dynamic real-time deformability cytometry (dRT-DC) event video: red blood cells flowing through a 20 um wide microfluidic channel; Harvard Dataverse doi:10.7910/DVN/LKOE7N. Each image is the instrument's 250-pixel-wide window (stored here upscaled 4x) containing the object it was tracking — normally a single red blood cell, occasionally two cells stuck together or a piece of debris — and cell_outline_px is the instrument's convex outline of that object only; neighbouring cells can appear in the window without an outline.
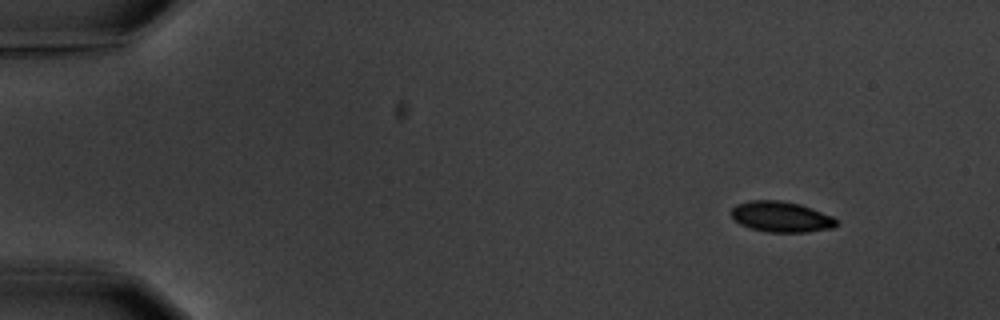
{"species": "common noctule bat (a hibernating species)", "species_latin": "Nyctalus noctula", "temperature_condition": "warm", "stored_images_in_passage": 5, "segment_of_instrument_passage": [1, 2], "camera_frame_rate_fps": 3000, "um_per_image_px": 0.085, "animal": {"sex": "male", "body_mass_g": 20.1, "forearm_length_mm": 53.5}, "frame": {"image": 1, "passage_image": 1, "time_ms": 0.0, "image_size_px": [1000, 320], "cell_outline_px": [[836, 224], [832, 228], [808, 232], [764, 232], [740, 224], [732, 216], [732, 208], [736, 204], [748, 200], [780, 200], [800, 204], [812, 208], [832, 216], [836, 220]], "centroid_in_image_um": [66.39, 18.42], "position_along_channel_um": 18.6, "area_um2": 18.73}}
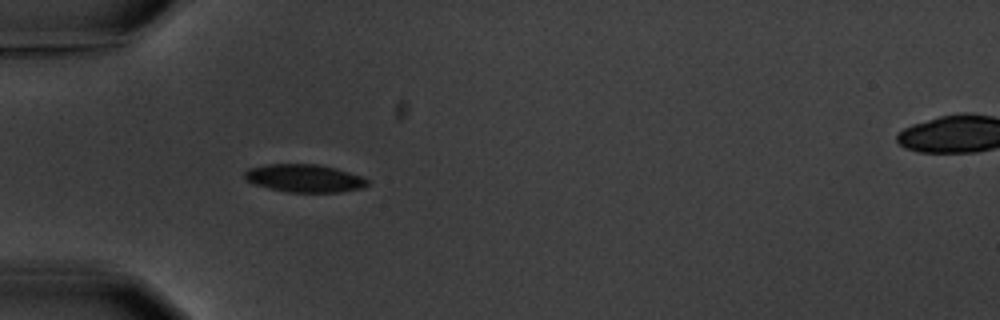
{"frame": {"image": 2, "passage_image": 4, "time_ms": 4.0, "image_size_px": [1000, 320], "cell_outline_px": [[368, 184], [360, 188], [340, 192], [288, 192], [256, 184], [248, 180], [244, 176], [244, 172], [248, 168], [264, 164], [316, 164], [336, 168], [364, 176], [368, 180]], "centroid_in_image_um": [25.9, 15.13], "position_along_channel_um": 59.1, "area_um2": 19.83}}